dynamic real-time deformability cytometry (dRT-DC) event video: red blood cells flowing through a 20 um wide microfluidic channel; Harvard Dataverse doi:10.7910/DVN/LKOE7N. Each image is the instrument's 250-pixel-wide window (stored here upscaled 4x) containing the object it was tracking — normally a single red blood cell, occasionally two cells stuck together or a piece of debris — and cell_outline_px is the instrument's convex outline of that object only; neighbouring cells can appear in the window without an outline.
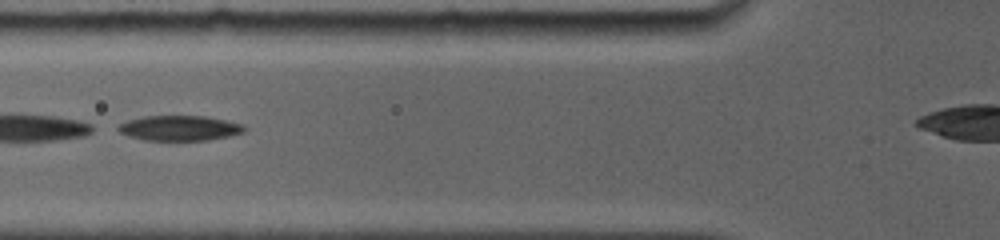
{"species": "common noctule bat (a hibernating species)", "species_latin": "Nyctalus noctula", "temperature_condition": "room temperature", "stored_images_in_passage": 8, "camera_frame_rate_fps": 5000, "um_per_image_px": 0.085, "animal": {"sex": "female", "body_mass_g": 19.0, "forearm_length_mm": 56.7}, "frame": {"image": 1, "passage_image": 6, "time_ms": 1.8, "image_size_px": [1000, 240], "cell_outline_px": [[248, 128], [244, 132], [228, 136], [208, 140], [144, 140], [128, 136], [120, 132], [116, 128], [120, 124], [128, 120], [144, 116], [204, 116], [244, 124]], "centroid_in_image_um": [15.27, 10.89], "position_along_channel_um": 110.5, "area_um2": 18.44}}